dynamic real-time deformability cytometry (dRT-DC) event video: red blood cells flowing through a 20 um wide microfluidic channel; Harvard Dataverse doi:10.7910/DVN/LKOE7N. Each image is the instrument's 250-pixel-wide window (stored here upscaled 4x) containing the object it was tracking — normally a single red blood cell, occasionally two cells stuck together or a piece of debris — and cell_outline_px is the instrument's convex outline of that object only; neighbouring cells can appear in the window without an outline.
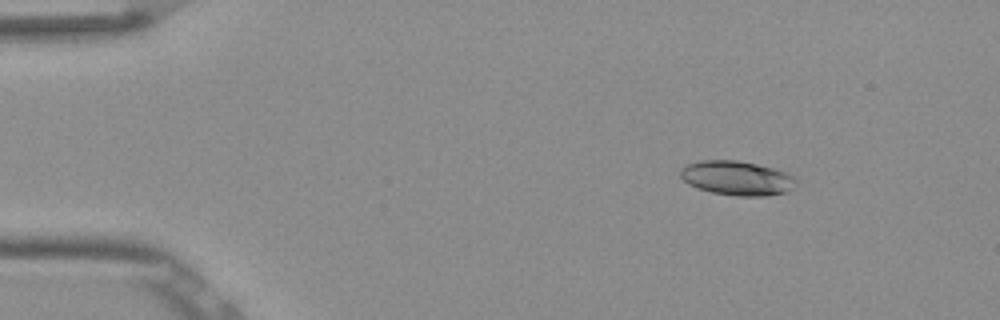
{"species": "Egyptian fruit bat (a non-hibernating species)", "species_latin": "Rousettus aegyptiacus", "temperature_condition": "room temperature", "stored_images_in_passage": 51, "camera_frame_rate_fps": 3000, "um_per_image_px": 0.085, "frame": {"image": 1, "passage_image": 6, "time_ms": 1.667, "image_size_px": [1000, 320], "cell_outline_px": [[796, 180], [792, 188], [788, 192], [768, 196], [736, 196], [712, 192], [696, 188], [688, 184], [680, 176], [680, 168], [688, 164], [700, 160], [736, 160], [756, 164], [788, 172]], "centroid_in_image_um": [62.63, 15.14], "position_along_channel_um": 22.4, "area_um2": 23.24}}
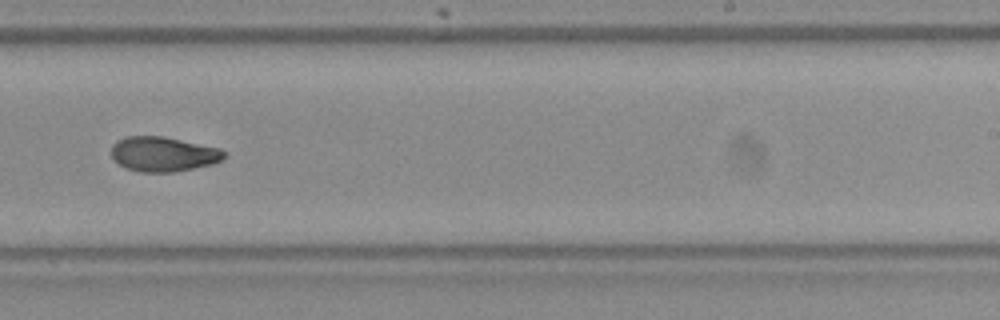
{"frame": {"image": 2, "passage_image": 32, "time_ms": 10.333, "image_size_px": [1000, 320], "cell_outline_px": [[228, 156], [212, 164], [172, 172], [140, 172], [124, 168], [112, 156], [112, 144], [116, 140], [124, 136], [164, 136], [220, 148], [228, 152]], "centroid_in_image_um": [13.89, 13.09], "position_along_channel_um": 275.1, "area_um2": 23.0}}
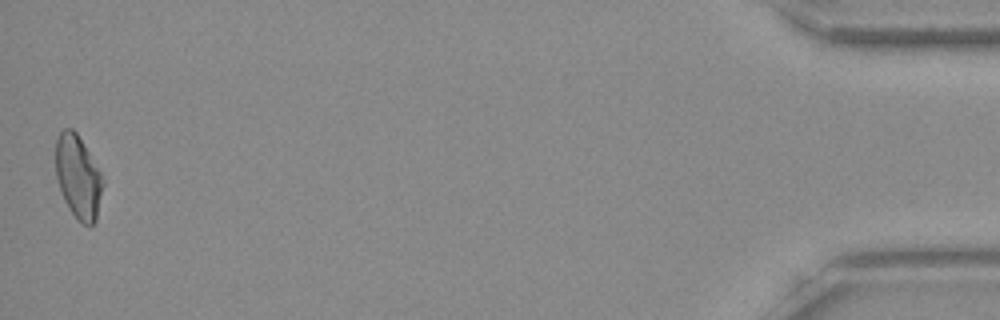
{"frame": {"image": 3, "passage_image": 51, "time_ms": 16.667, "image_size_px": [1000, 320], "cell_outline_px": [[104, 184], [96, 220], [92, 224], [84, 224], [76, 220], [68, 208], [64, 200], [56, 176], [56, 140], [60, 132], [64, 128], [72, 128], [76, 132], [100, 172]], "centroid_in_image_um": [6.63, 15.06], "position_along_channel_um": 428.6, "area_um2": 22.66}, "authors_computed_cell_mechanics": {"area_um2": 22.7732, "velocity_mm_per_s": 3.8615, "shape_relaxation_time_tau1_ms": null, "shape_relaxation_time_tau2_ms": 3.8563, "deformation_change_tau1": null, "deformation_change_tau2": 0.1012}}